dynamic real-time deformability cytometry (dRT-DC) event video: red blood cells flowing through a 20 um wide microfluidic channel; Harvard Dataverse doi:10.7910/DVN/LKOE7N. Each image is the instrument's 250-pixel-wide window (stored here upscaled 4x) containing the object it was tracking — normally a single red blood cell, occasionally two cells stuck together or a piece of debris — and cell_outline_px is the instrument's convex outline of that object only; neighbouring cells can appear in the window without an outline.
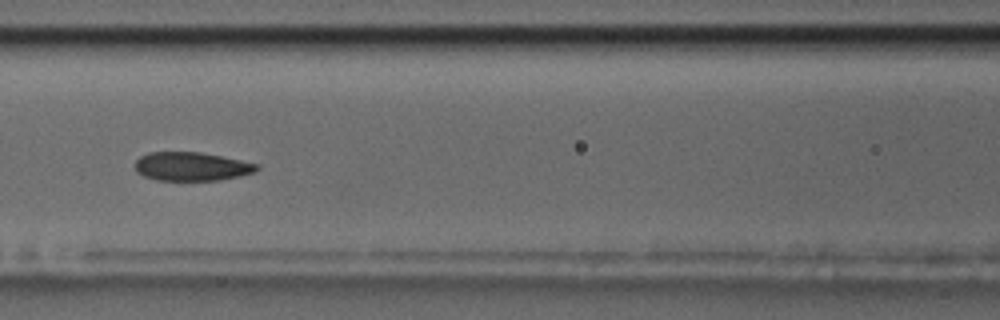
{"species": "common noctule bat (a hibernating species)", "species_latin": "Nyctalus noctula", "temperature_condition": "room temperature", "stored_images_in_passage": 43, "camera_frame_rate_fps": 3000, "um_per_image_px": 0.085, "animal": {"sex": "male", "body_mass_g": 17.5, "forearm_length_mm": 52.3}, "frame": {"image": 1, "passage_image": 11, "time_ms": 3.333, "image_size_px": [1000, 320], "cell_outline_px": [[260, 168], [256, 172], [240, 176], [220, 180], [156, 180], [144, 176], [136, 172], [136, 160], [140, 156], [148, 152], [200, 152], [260, 164]], "centroid_in_image_um": [16.3, 14.15], "position_along_channel_um": 150.3, "area_um2": 20.4}}
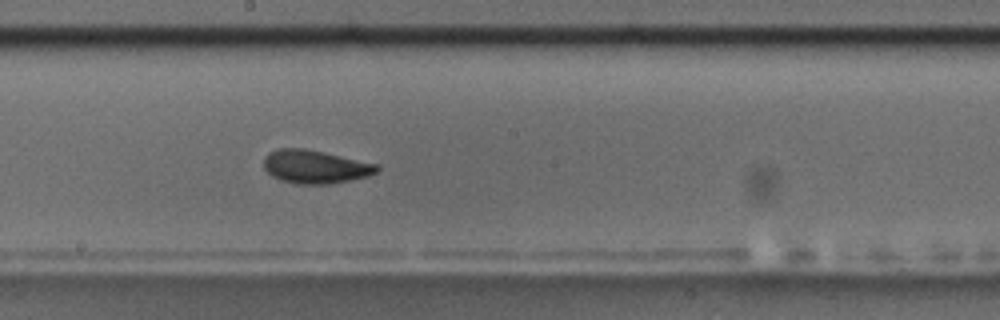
{"frame": {"image": 2, "passage_image": 17, "time_ms": 5.333, "image_size_px": [1000, 320], "cell_outline_px": [[380, 168], [376, 172], [368, 176], [328, 184], [296, 184], [280, 180], [272, 176], [264, 168], [264, 156], [268, 152], [280, 148], [304, 148], [324, 152], [380, 164]], "centroid_in_image_um": [26.79, 14.16], "position_along_channel_um": 221.4, "area_um2": 22.08}}
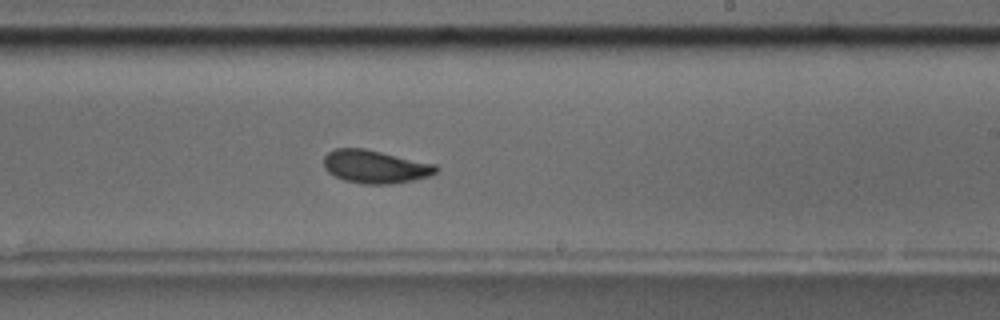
{"frame": {"image": 3, "passage_image": 20, "time_ms": 6.333, "image_size_px": [1000, 320], "cell_outline_px": [[440, 168], [436, 172], [428, 176], [412, 180], [392, 184], [364, 184], [344, 180], [328, 172], [324, 168], [324, 156], [328, 152], [336, 148], [364, 148], [436, 164]], "centroid_in_image_um": [31.89, 14.16], "position_along_channel_um": 257.1, "area_um2": 21.62}, "authors_computed_cell_mechanics": {"area_um2": 21.4438, "velocity_mm_per_s": 3.5775, "shape_relaxation_time_tau1_ms": 6.4353, "shape_relaxation_time_tau2_ms": 2.4142, "deformation_change_tau1": 0.1802, "deformation_change_tau2": 0.0664}}